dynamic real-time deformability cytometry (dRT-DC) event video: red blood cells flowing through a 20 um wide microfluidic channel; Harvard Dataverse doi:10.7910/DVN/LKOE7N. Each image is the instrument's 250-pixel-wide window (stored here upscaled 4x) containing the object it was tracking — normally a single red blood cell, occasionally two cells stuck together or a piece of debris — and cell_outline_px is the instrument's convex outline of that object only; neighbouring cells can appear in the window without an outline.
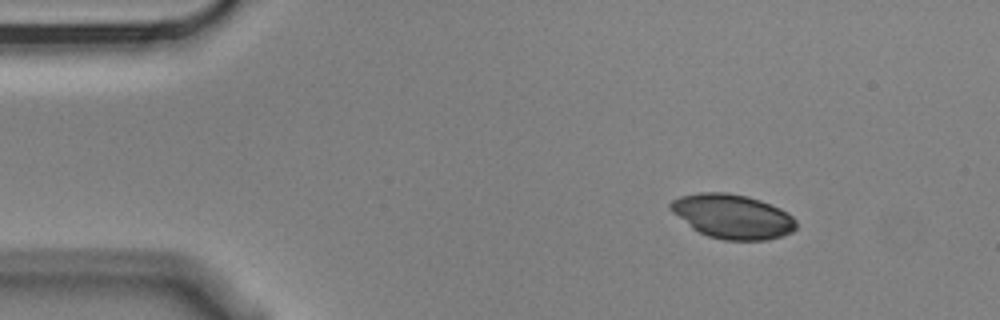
{"species": "Egyptian fruit bat (a non-hibernating species)", "species_latin": "Rousettus aegyptiacus", "temperature_condition": "cold", "stored_images_in_passage": 4, "camera_frame_rate_fps": 3000, "um_per_image_px": 0.085, "animal": {"sex": "male"}, "frame": {"image": 1, "passage_image": 2, "time_ms": 0.333, "image_size_px": [1000, 320], "cell_outline_px": [[796, 228], [792, 232], [768, 240], [724, 240], [708, 236], [692, 228], [672, 212], [668, 208], [668, 204], [672, 200], [680, 196], [700, 192], [728, 192], [748, 196], [760, 200], [780, 208], [788, 212], [796, 220]], "centroid_in_image_um": [62.26, 18.38], "position_along_channel_um": 22.7, "area_um2": 32.6}}